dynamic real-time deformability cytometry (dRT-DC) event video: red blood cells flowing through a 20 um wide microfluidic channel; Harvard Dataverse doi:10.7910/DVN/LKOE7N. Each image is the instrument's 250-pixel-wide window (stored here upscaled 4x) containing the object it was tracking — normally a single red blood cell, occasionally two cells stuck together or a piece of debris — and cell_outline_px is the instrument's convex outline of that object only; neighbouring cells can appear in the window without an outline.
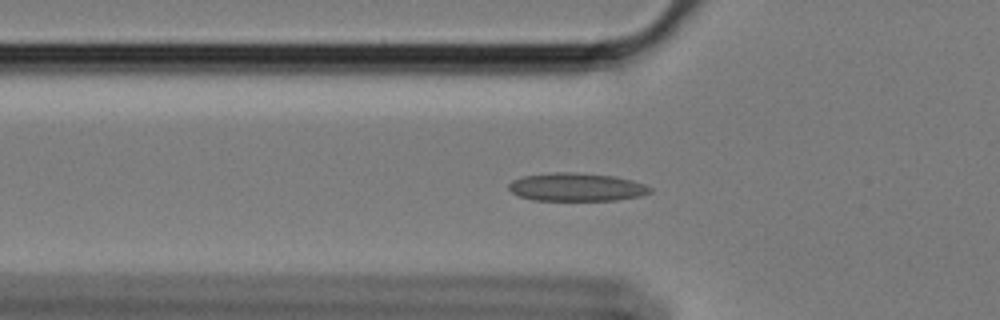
{"species": "Egyptian fruit bat (a non-hibernating species)", "species_latin": "Rousettus aegyptiacus", "temperature_condition": "cold", "stored_images_in_passage": 45, "camera_frame_rate_fps": 3000, "um_per_image_px": 0.085, "animal": {"sex": "female"}, "frame": {"image": 1, "passage_image": 6, "time_ms": 1.667, "image_size_px": [1000, 320], "cell_outline_px": [[652, 192], [640, 196], [616, 200], [532, 200], [520, 196], [512, 192], [508, 188], [508, 184], [512, 180], [524, 176], [556, 172], [572, 172], [612, 176], [632, 180], [644, 184], [652, 188]], "centroid_in_image_um": [49.0, 15.9], "position_along_channel_um": 76.8, "area_um2": 23.06}}
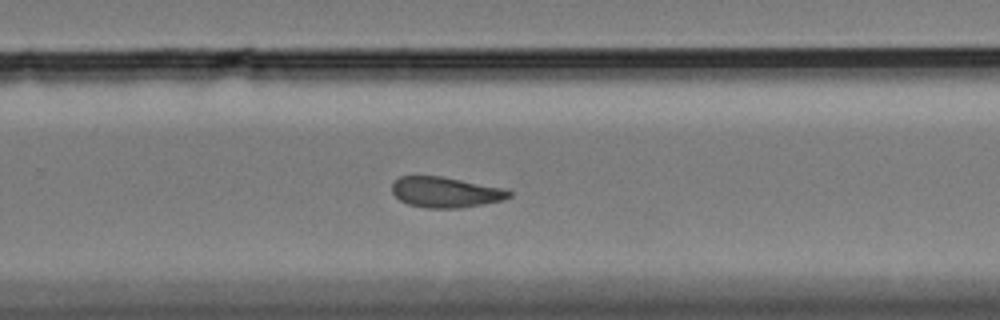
{"frame": {"image": 2, "passage_image": 25, "time_ms": 8.0, "image_size_px": [1000, 320], "cell_outline_px": [[512, 196], [504, 200], [484, 204], [460, 208], [424, 208], [408, 204], [400, 200], [392, 192], [392, 184], [400, 176], [440, 176], [508, 188], [512, 192]], "centroid_in_image_um": [37.93, 16.34], "position_along_channel_um": 291.9, "area_um2": 21.1}}
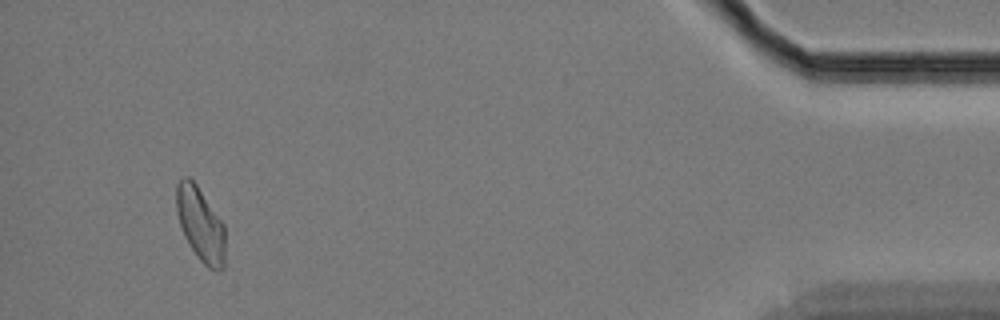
{"frame": {"image": 3, "passage_image": 42, "time_ms": 13.667, "image_size_px": [1000, 320], "cell_outline_px": [[224, 268], [220, 272], [216, 272], [208, 268], [200, 260], [184, 236], [176, 212], [176, 184], [184, 176], [188, 176], [196, 184], [224, 224]], "centroid_in_image_um": [17.04, 19.08], "position_along_channel_um": 418.2, "area_um2": 20.98}, "authors_computed_cell_mechanics": {"area_um2": 21.2126, "velocity_mm_per_s": 3.3876, "shape_relaxation_time_tau1_ms": null, "shape_relaxation_time_tau2_ms": 3.4374, "deformation_change_tau1": null, "deformation_change_tau2": 0.0886}}